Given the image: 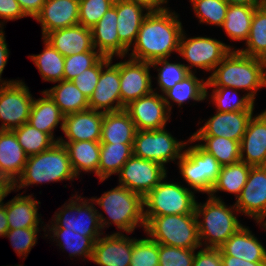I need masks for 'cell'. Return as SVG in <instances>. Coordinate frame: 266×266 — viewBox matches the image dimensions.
<instances>
[{"instance_id":"6125c7cd","label":"cell","mask_w":266,"mask_h":266,"mask_svg":"<svg viewBox=\"0 0 266 266\" xmlns=\"http://www.w3.org/2000/svg\"><path fill=\"white\" fill-rule=\"evenodd\" d=\"M257 224L260 226H262V228H265V232H266V217L262 218L259 222H257Z\"/></svg>"},{"instance_id":"9f6ffc18","label":"cell","mask_w":266,"mask_h":266,"mask_svg":"<svg viewBox=\"0 0 266 266\" xmlns=\"http://www.w3.org/2000/svg\"><path fill=\"white\" fill-rule=\"evenodd\" d=\"M222 266H266V262H250L230 255H221Z\"/></svg>"},{"instance_id":"91938a15","label":"cell","mask_w":266,"mask_h":266,"mask_svg":"<svg viewBox=\"0 0 266 266\" xmlns=\"http://www.w3.org/2000/svg\"><path fill=\"white\" fill-rule=\"evenodd\" d=\"M229 5H245L259 7L263 4L261 0H225Z\"/></svg>"},{"instance_id":"d4e9b609","label":"cell","mask_w":266,"mask_h":266,"mask_svg":"<svg viewBox=\"0 0 266 266\" xmlns=\"http://www.w3.org/2000/svg\"><path fill=\"white\" fill-rule=\"evenodd\" d=\"M44 39L64 57L97 51L93 45L91 29L80 24L49 32Z\"/></svg>"},{"instance_id":"5b68a950","label":"cell","mask_w":266,"mask_h":266,"mask_svg":"<svg viewBox=\"0 0 266 266\" xmlns=\"http://www.w3.org/2000/svg\"><path fill=\"white\" fill-rule=\"evenodd\" d=\"M74 178L77 177L72 170L67 149L56 142L41 153L28 156L21 176L14 183V192L38 183L73 181Z\"/></svg>"},{"instance_id":"816d5d0a","label":"cell","mask_w":266,"mask_h":266,"mask_svg":"<svg viewBox=\"0 0 266 266\" xmlns=\"http://www.w3.org/2000/svg\"><path fill=\"white\" fill-rule=\"evenodd\" d=\"M27 17L22 11L17 0H0V29L4 30V23L6 21L18 20Z\"/></svg>"},{"instance_id":"f5cc1de1","label":"cell","mask_w":266,"mask_h":266,"mask_svg":"<svg viewBox=\"0 0 266 266\" xmlns=\"http://www.w3.org/2000/svg\"><path fill=\"white\" fill-rule=\"evenodd\" d=\"M193 266H222L219 248H200L195 252Z\"/></svg>"},{"instance_id":"484cf974","label":"cell","mask_w":266,"mask_h":266,"mask_svg":"<svg viewBox=\"0 0 266 266\" xmlns=\"http://www.w3.org/2000/svg\"><path fill=\"white\" fill-rule=\"evenodd\" d=\"M221 255L250 262H266V248L247 226H242L219 247Z\"/></svg>"},{"instance_id":"9a60e30c","label":"cell","mask_w":266,"mask_h":266,"mask_svg":"<svg viewBox=\"0 0 266 266\" xmlns=\"http://www.w3.org/2000/svg\"><path fill=\"white\" fill-rule=\"evenodd\" d=\"M151 64L134 59L120 61L121 110L130 102L153 91Z\"/></svg>"},{"instance_id":"7a4b0ae2","label":"cell","mask_w":266,"mask_h":266,"mask_svg":"<svg viewBox=\"0 0 266 266\" xmlns=\"http://www.w3.org/2000/svg\"><path fill=\"white\" fill-rule=\"evenodd\" d=\"M206 90L228 87L246 91L255 101L259 89L266 88V61L231 50L206 78Z\"/></svg>"},{"instance_id":"277c9868","label":"cell","mask_w":266,"mask_h":266,"mask_svg":"<svg viewBox=\"0 0 266 266\" xmlns=\"http://www.w3.org/2000/svg\"><path fill=\"white\" fill-rule=\"evenodd\" d=\"M238 213L235 204L228 206L220 197L217 200L208 196L203 204L196 201L195 214L201 246L219 248L223 245L243 226L237 219Z\"/></svg>"},{"instance_id":"bcb514c9","label":"cell","mask_w":266,"mask_h":266,"mask_svg":"<svg viewBox=\"0 0 266 266\" xmlns=\"http://www.w3.org/2000/svg\"><path fill=\"white\" fill-rule=\"evenodd\" d=\"M102 57L98 51H87L65 57L63 80L72 81L84 70L93 67Z\"/></svg>"},{"instance_id":"6f0895ef","label":"cell","mask_w":266,"mask_h":266,"mask_svg":"<svg viewBox=\"0 0 266 266\" xmlns=\"http://www.w3.org/2000/svg\"><path fill=\"white\" fill-rule=\"evenodd\" d=\"M14 191V183L10 179L0 178V207L4 206V198Z\"/></svg>"},{"instance_id":"7dc6e473","label":"cell","mask_w":266,"mask_h":266,"mask_svg":"<svg viewBox=\"0 0 266 266\" xmlns=\"http://www.w3.org/2000/svg\"><path fill=\"white\" fill-rule=\"evenodd\" d=\"M40 228L9 229L4 237L10 240L15 253L21 258H26L33 246L37 243ZM24 256V257H23Z\"/></svg>"},{"instance_id":"e0dca14e","label":"cell","mask_w":266,"mask_h":266,"mask_svg":"<svg viewBox=\"0 0 266 266\" xmlns=\"http://www.w3.org/2000/svg\"><path fill=\"white\" fill-rule=\"evenodd\" d=\"M112 62L113 58L101 69L98 83L88 99L92 110L104 113L121 110L120 62Z\"/></svg>"},{"instance_id":"ee69618b","label":"cell","mask_w":266,"mask_h":266,"mask_svg":"<svg viewBox=\"0 0 266 266\" xmlns=\"http://www.w3.org/2000/svg\"><path fill=\"white\" fill-rule=\"evenodd\" d=\"M191 6L199 23L221 27L229 4L225 0H195Z\"/></svg>"},{"instance_id":"ffe728a7","label":"cell","mask_w":266,"mask_h":266,"mask_svg":"<svg viewBox=\"0 0 266 266\" xmlns=\"http://www.w3.org/2000/svg\"><path fill=\"white\" fill-rule=\"evenodd\" d=\"M40 23L42 37L49 32L79 24V0H46L35 17Z\"/></svg>"},{"instance_id":"1f68e13d","label":"cell","mask_w":266,"mask_h":266,"mask_svg":"<svg viewBox=\"0 0 266 266\" xmlns=\"http://www.w3.org/2000/svg\"><path fill=\"white\" fill-rule=\"evenodd\" d=\"M196 72H191L181 82L176 83L172 88L163 94V98L169 111L172 110L171 102L178 104V108L185 102L193 100L194 102H202L206 99L207 79L197 78Z\"/></svg>"},{"instance_id":"f35d334b","label":"cell","mask_w":266,"mask_h":266,"mask_svg":"<svg viewBox=\"0 0 266 266\" xmlns=\"http://www.w3.org/2000/svg\"><path fill=\"white\" fill-rule=\"evenodd\" d=\"M44 49L40 54L28 55L37 67L43 81L56 83L63 80L64 60L62 56L48 41L44 38Z\"/></svg>"},{"instance_id":"d6a6232c","label":"cell","mask_w":266,"mask_h":266,"mask_svg":"<svg viewBox=\"0 0 266 266\" xmlns=\"http://www.w3.org/2000/svg\"><path fill=\"white\" fill-rule=\"evenodd\" d=\"M44 90L59 107L64 116L90 109L88 98L72 81L62 80Z\"/></svg>"},{"instance_id":"3957f363","label":"cell","mask_w":266,"mask_h":266,"mask_svg":"<svg viewBox=\"0 0 266 266\" xmlns=\"http://www.w3.org/2000/svg\"><path fill=\"white\" fill-rule=\"evenodd\" d=\"M90 199L95 206L98 204L109 218L97 210L102 230L113 223L119 229V233L122 231L123 233H132L140 226L145 230L144 204L140 194L118 184V186L104 192L100 197L93 196Z\"/></svg>"},{"instance_id":"836d02e7","label":"cell","mask_w":266,"mask_h":266,"mask_svg":"<svg viewBox=\"0 0 266 266\" xmlns=\"http://www.w3.org/2000/svg\"><path fill=\"white\" fill-rule=\"evenodd\" d=\"M251 167V165L243 161L222 166L219 176L208 196L218 200L216 193L219 191L235 194L234 196L237 199L246 184Z\"/></svg>"},{"instance_id":"74e56055","label":"cell","mask_w":266,"mask_h":266,"mask_svg":"<svg viewBox=\"0 0 266 266\" xmlns=\"http://www.w3.org/2000/svg\"><path fill=\"white\" fill-rule=\"evenodd\" d=\"M255 8L245 5L228 6L221 28L231 41H247Z\"/></svg>"},{"instance_id":"f1b7e54d","label":"cell","mask_w":266,"mask_h":266,"mask_svg":"<svg viewBox=\"0 0 266 266\" xmlns=\"http://www.w3.org/2000/svg\"><path fill=\"white\" fill-rule=\"evenodd\" d=\"M41 93L43 97H34L27 123L59 142L60 137H54V130L59 124L63 130L64 115L44 90Z\"/></svg>"},{"instance_id":"60d3db41","label":"cell","mask_w":266,"mask_h":266,"mask_svg":"<svg viewBox=\"0 0 266 266\" xmlns=\"http://www.w3.org/2000/svg\"><path fill=\"white\" fill-rule=\"evenodd\" d=\"M212 89L211 95H209L208 90H206V99L211 96L210 102L215 106L216 111H254L255 109V101L246 93L241 96L238 93L239 90L228 87H213Z\"/></svg>"},{"instance_id":"4316f807","label":"cell","mask_w":266,"mask_h":266,"mask_svg":"<svg viewBox=\"0 0 266 266\" xmlns=\"http://www.w3.org/2000/svg\"><path fill=\"white\" fill-rule=\"evenodd\" d=\"M27 154L19 144L12 130L0 131V178L10 179L13 183L21 176Z\"/></svg>"},{"instance_id":"ac0fdd59","label":"cell","mask_w":266,"mask_h":266,"mask_svg":"<svg viewBox=\"0 0 266 266\" xmlns=\"http://www.w3.org/2000/svg\"><path fill=\"white\" fill-rule=\"evenodd\" d=\"M254 111L219 112L209 117L191 136L224 137L240 142Z\"/></svg>"},{"instance_id":"30bf717a","label":"cell","mask_w":266,"mask_h":266,"mask_svg":"<svg viewBox=\"0 0 266 266\" xmlns=\"http://www.w3.org/2000/svg\"><path fill=\"white\" fill-rule=\"evenodd\" d=\"M189 143L190 138L187 141H179L165 128L137 130L132 147L133 155L165 167L169 162L178 161Z\"/></svg>"},{"instance_id":"680465c9","label":"cell","mask_w":266,"mask_h":266,"mask_svg":"<svg viewBox=\"0 0 266 266\" xmlns=\"http://www.w3.org/2000/svg\"><path fill=\"white\" fill-rule=\"evenodd\" d=\"M9 230V225L6 216V207H0V237H4L6 232Z\"/></svg>"},{"instance_id":"83f0119b","label":"cell","mask_w":266,"mask_h":266,"mask_svg":"<svg viewBox=\"0 0 266 266\" xmlns=\"http://www.w3.org/2000/svg\"><path fill=\"white\" fill-rule=\"evenodd\" d=\"M32 197L33 194L22 196L19 193L5 203L9 229L39 228V224H41L40 227L43 226L41 214H38L40 207L37 206L41 202Z\"/></svg>"},{"instance_id":"ba28073f","label":"cell","mask_w":266,"mask_h":266,"mask_svg":"<svg viewBox=\"0 0 266 266\" xmlns=\"http://www.w3.org/2000/svg\"><path fill=\"white\" fill-rule=\"evenodd\" d=\"M58 210L53 215L51 226L45 224L44 228H65V231L72 230L90 237L94 242L103 235L98 212L90 198L86 199L76 193Z\"/></svg>"},{"instance_id":"8d00e7d4","label":"cell","mask_w":266,"mask_h":266,"mask_svg":"<svg viewBox=\"0 0 266 266\" xmlns=\"http://www.w3.org/2000/svg\"><path fill=\"white\" fill-rule=\"evenodd\" d=\"M133 144L101 143L100 162L98 166V178L100 182L105 181L113 174H118L133 155Z\"/></svg>"},{"instance_id":"db71d44e","label":"cell","mask_w":266,"mask_h":266,"mask_svg":"<svg viewBox=\"0 0 266 266\" xmlns=\"http://www.w3.org/2000/svg\"><path fill=\"white\" fill-rule=\"evenodd\" d=\"M10 55V50L8 49V45L5 39V31L3 29H0V86L2 85H8L12 84L18 80H9L6 81L2 79V73L4 72L3 70L5 69V66L8 62V58Z\"/></svg>"},{"instance_id":"7bdbcfd3","label":"cell","mask_w":266,"mask_h":266,"mask_svg":"<svg viewBox=\"0 0 266 266\" xmlns=\"http://www.w3.org/2000/svg\"><path fill=\"white\" fill-rule=\"evenodd\" d=\"M150 64L152 68L158 71V75L155 78L157 79L158 90L161 92V95L191 73L185 64L180 62L170 63L168 58L158 59Z\"/></svg>"},{"instance_id":"9c48e42d","label":"cell","mask_w":266,"mask_h":266,"mask_svg":"<svg viewBox=\"0 0 266 266\" xmlns=\"http://www.w3.org/2000/svg\"><path fill=\"white\" fill-rule=\"evenodd\" d=\"M183 155L177 161L179 173L189 189L209 195L216 182L221 165L212 154L198 144L185 146Z\"/></svg>"},{"instance_id":"8fae6325","label":"cell","mask_w":266,"mask_h":266,"mask_svg":"<svg viewBox=\"0 0 266 266\" xmlns=\"http://www.w3.org/2000/svg\"><path fill=\"white\" fill-rule=\"evenodd\" d=\"M185 34V30H183L179 41L178 55L188 62V65L185 64V66L192 73L194 67L212 72L231 50H237L233 45H227L212 37L187 38Z\"/></svg>"},{"instance_id":"ab89813d","label":"cell","mask_w":266,"mask_h":266,"mask_svg":"<svg viewBox=\"0 0 266 266\" xmlns=\"http://www.w3.org/2000/svg\"><path fill=\"white\" fill-rule=\"evenodd\" d=\"M237 50L244 55L266 61V3L255 8L245 48Z\"/></svg>"},{"instance_id":"f907efd6","label":"cell","mask_w":266,"mask_h":266,"mask_svg":"<svg viewBox=\"0 0 266 266\" xmlns=\"http://www.w3.org/2000/svg\"><path fill=\"white\" fill-rule=\"evenodd\" d=\"M111 60L103 56L93 67L84 70L72 82L89 99L98 83L101 69Z\"/></svg>"},{"instance_id":"8992f818","label":"cell","mask_w":266,"mask_h":266,"mask_svg":"<svg viewBox=\"0 0 266 266\" xmlns=\"http://www.w3.org/2000/svg\"><path fill=\"white\" fill-rule=\"evenodd\" d=\"M166 178L143 197L146 224L154 216L195 213V192L181 185L182 182H167Z\"/></svg>"},{"instance_id":"603a6c76","label":"cell","mask_w":266,"mask_h":266,"mask_svg":"<svg viewBox=\"0 0 266 266\" xmlns=\"http://www.w3.org/2000/svg\"><path fill=\"white\" fill-rule=\"evenodd\" d=\"M119 41L129 50L135 43L142 21L152 10L146 4L132 0H115Z\"/></svg>"},{"instance_id":"f6af8a7d","label":"cell","mask_w":266,"mask_h":266,"mask_svg":"<svg viewBox=\"0 0 266 266\" xmlns=\"http://www.w3.org/2000/svg\"><path fill=\"white\" fill-rule=\"evenodd\" d=\"M130 266H159V244L147 238H133Z\"/></svg>"},{"instance_id":"4fadbf2b","label":"cell","mask_w":266,"mask_h":266,"mask_svg":"<svg viewBox=\"0 0 266 266\" xmlns=\"http://www.w3.org/2000/svg\"><path fill=\"white\" fill-rule=\"evenodd\" d=\"M167 172V167L132 155L117 174L118 184L145 197L167 176Z\"/></svg>"},{"instance_id":"cb8c5ba5","label":"cell","mask_w":266,"mask_h":266,"mask_svg":"<svg viewBox=\"0 0 266 266\" xmlns=\"http://www.w3.org/2000/svg\"><path fill=\"white\" fill-rule=\"evenodd\" d=\"M104 112L92 109L75 112L64 116L63 133L59 141H99Z\"/></svg>"},{"instance_id":"11a10c76","label":"cell","mask_w":266,"mask_h":266,"mask_svg":"<svg viewBox=\"0 0 266 266\" xmlns=\"http://www.w3.org/2000/svg\"><path fill=\"white\" fill-rule=\"evenodd\" d=\"M46 0H17L26 16L33 19L41 12Z\"/></svg>"},{"instance_id":"94428289","label":"cell","mask_w":266,"mask_h":266,"mask_svg":"<svg viewBox=\"0 0 266 266\" xmlns=\"http://www.w3.org/2000/svg\"><path fill=\"white\" fill-rule=\"evenodd\" d=\"M132 1H139L147 6H149L151 9H160L167 7L168 0H132ZM164 5V6H163Z\"/></svg>"},{"instance_id":"52a82bcc","label":"cell","mask_w":266,"mask_h":266,"mask_svg":"<svg viewBox=\"0 0 266 266\" xmlns=\"http://www.w3.org/2000/svg\"><path fill=\"white\" fill-rule=\"evenodd\" d=\"M158 244L180 248H200L195 213L154 216L143 230Z\"/></svg>"},{"instance_id":"f546056e","label":"cell","mask_w":266,"mask_h":266,"mask_svg":"<svg viewBox=\"0 0 266 266\" xmlns=\"http://www.w3.org/2000/svg\"><path fill=\"white\" fill-rule=\"evenodd\" d=\"M63 144L68 152L72 170L78 178L82 171L90 173L98 177V166L100 162L99 141H59Z\"/></svg>"},{"instance_id":"2e32d148","label":"cell","mask_w":266,"mask_h":266,"mask_svg":"<svg viewBox=\"0 0 266 266\" xmlns=\"http://www.w3.org/2000/svg\"><path fill=\"white\" fill-rule=\"evenodd\" d=\"M235 207L256 223L266 217V166H252Z\"/></svg>"},{"instance_id":"b9f144b4","label":"cell","mask_w":266,"mask_h":266,"mask_svg":"<svg viewBox=\"0 0 266 266\" xmlns=\"http://www.w3.org/2000/svg\"><path fill=\"white\" fill-rule=\"evenodd\" d=\"M27 156L39 154L51 148L56 141L47 133L28 123L12 130Z\"/></svg>"},{"instance_id":"e575fe53","label":"cell","mask_w":266,"mask_h":266,"mask_svg":"<svg viewBox=\"0 0 266 266\" xmlns=\"http://www.w3.org/2000/svg\"><path fill=\"white\" fill-rule=\"evenodd\" d=\"M44 230L45 237L53 238L52 242L56 241L59 249L69 251L70 257H83V260L90 261L94 248V241L90 237L82 236L79 233L71 231H65V228H42ZM48 229V230H47ZM52 234V235H51ZM87 258V259H86ZM89 259V260H88Z\"/></svg>"},{"instance_id":"c3c4849f","label":"cell","mask_w":266,"mask_h":266,"mask_svg":"<svg viewBox=\"0 0 266 266\" xmlns=\"http://www.w3.org/2000/svg\"><path fill=\"white\" fill-rule=\"evenodd\" d=\"M115 0H79V24L92 28Z\"/></svg>"},{"instance_id":"6da1fadb","label":"cell","mask_w":266,"mask_h":266,"mask_svg":"<svg viewBox=\"0 0 266 266\" xmlns=\"http://www.w3.org/2000/svg\"><path fill=\"white\" fill-rule=\"evenodd\" d=\"M179 14L170 7L152 9L142 21L133 49L128 58L151 63L179 52L183 32Z\"/></svg>"},{"instance_id":"4dcf8cb0","label":"cell","mask_w":266,"mask_h":266,"mask_svg":"<svg viewBox=\"0 0 266 266\" xmlns=\"http://www.w3.org/2000/svg\"><path fill=\"white\" fill-rule=\"evenodd\" d=\"M136 132L135 123L124 109L116 112H105L100 143L133 144Z\"/></svg>"},{"instance_id":"5bb4252c","label":"cell","mask_w":266,"mask_h":266,"mask_svg":"<svg viewBox=\"0 0 266 266\" xmlns=\"http://www.w3.org/2000/svg\"><path fill=\"white\" fill-rule=\"evenodd\" d=\"M156 90L157 87L153 88L151 93L130 102L124 108L137 130L163 129L171 119L163 95Z\"/></svg>"},{"instance_id":"d6986e66","label":"cell","mask_w":266,"mask_h":266,"mask_svg":"<svg viewBox=\"0 0 266 266\" xmlns=\"http://www.w3.org/2000/svg\"><path fill=\"white\" fill-rule=\"evenodd\" d=\"M104 234L94 243L91 261L99 266H130L133 238L118 231Z\"/></svg>"},{"instance_id":"d590c367","label":"cell","mask_w":266,"mask_h":266,"mask_svg":"<svg viewBox=\"0 0 266 266\" xmlns=\"http://www.w3.org/2000/svg\"><path fill=\"white\" fill-rule=\"evenodd\" d=\"M198 145L212 154L221 166H227L241 161L240 142L224 137L215 136H190V144Z\"/></svg>"},{"instance_id":"681fc988","label":"cell","mask_w":266,"mask_h":266,"mask_svg":"<svg viewBox=\"0 0 266 266\" xmlns=\"http://www.w3.org/2000/svg\"><path fill=\"white\" fill-rule=\"evenodd\" d=\"M196 249L159 244V266H193Z\"/></svg>"},{"instance_id":"44dd1931","label":"cell","mask_w":266,"mask_h":266,"mask_svg":"<svg viewBox=\"0 0 266 266\" xmlns=\"http://www.w3.org/2000/svg\"><path fill=\"white\" fill-rule=\"evenodd\" d=\"M241 161L251 166H266V109L250 119L240 141Z\"/></svg>"},{"instance_id":"7c38bea8","label":"cell","mask_w":266,"mask_h":266,"mask_svg":"<svg viewBox=\"0 0 266 266\" xmlns=\"http://www.w3.org/2000/svg\"><path fill=\"white\" fill-rule=\"evenodd\" d=\"M24 81L0 86V129L13 130L28 122L34 100Z\"/></svg>"},{"instance_id":"7402d4cb","label":"cell","mask_w":266,"mask_h":266,"mask_svg":"<svg viewBox=\"0 0 266 266\" xmlns=\"http://www.w3.org/2000/svg\"><path fill=\"white\" fill-rule=\"evenodd\" d=\"M116 8L111 6L102 18L91 28L94 48L109 58H125L128 49L119 41Z\"/></svg>"}]
</instances>
